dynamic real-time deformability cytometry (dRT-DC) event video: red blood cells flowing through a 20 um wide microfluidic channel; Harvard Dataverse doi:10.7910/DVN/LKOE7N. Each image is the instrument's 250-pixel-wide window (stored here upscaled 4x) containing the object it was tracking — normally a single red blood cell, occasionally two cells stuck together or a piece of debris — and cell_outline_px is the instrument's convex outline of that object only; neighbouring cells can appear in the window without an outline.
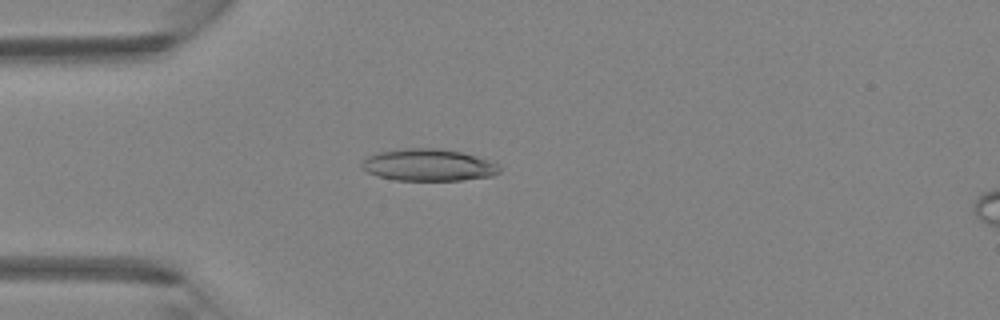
{"species": "Egyptian fruit bat (a non-hibernating species)", "species_latin": "Rousettus aegyptiacus", "temperature_condition": "room temperature", "stored_images_in_passage": 3, "camera_frame_rate_fps": 3000, "um_per_image_px": 0.085, "animal": {"sex": "female"}, "frame": {"image": 1, "passage_image": 3, "time_ms": 0.667, "image_size_px": [1000, 320], "cell_outline_px": [[500, 172], [492, 176], [460, 180], [396, 180], [380, 176], [368, 172], [360, 168], [360, 164], [368, 156], [380, 152], [404, 148], [440, 148], [460, 152], [488, 160], [496, 164], [500, 168]], "centroid_in_image_um": [36.4, 14.02], "position_along_channel_um": 48.6, "area_um2": 25.43}}